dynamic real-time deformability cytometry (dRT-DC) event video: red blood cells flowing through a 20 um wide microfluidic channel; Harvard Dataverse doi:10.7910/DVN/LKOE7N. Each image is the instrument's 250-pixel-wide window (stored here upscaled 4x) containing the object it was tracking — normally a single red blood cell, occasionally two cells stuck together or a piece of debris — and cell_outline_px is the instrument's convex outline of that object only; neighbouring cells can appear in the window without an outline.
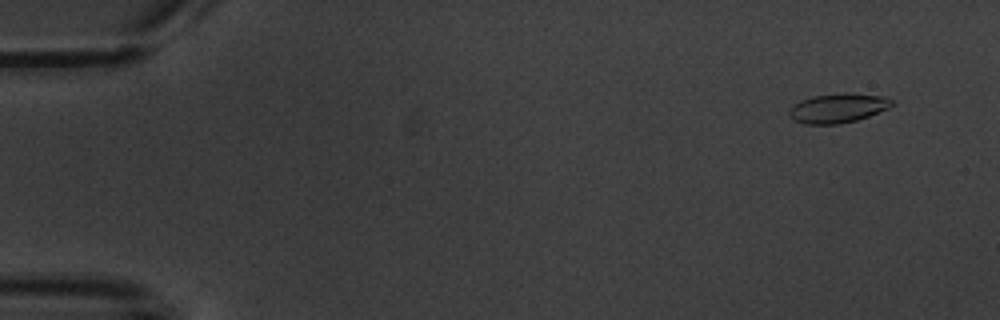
{"species": "common noctule bat (a hibernating species)", "species_latin": "Nyctalus noctula", "temperature_condition": "warm", "stored_images_in_passage": 7, "camera_frame_rate_fps": 3000, "um_per_image_px": 0.085, "animal": {"sex": "male", "body_mass_g": 20.1, "forearm_length_mm": 53.5}, "frame": {"image": 1, "passage_image": 2, "time_ms": 1.0, "image_size_px": [1000, 320], "cell_outline_px": [[892, 104], [888, 108], [868, 116], [856, 120], [840, 124], [804, 124], [796, 120], [788, 112], [788, 108], [800, 100], [812, 96], [848, 92], [880, 96], [892, 100]], "centroid_in_image_um": [71.19, 9.18], "position_along_channel_um": 13.8, "area_um2": 17.4}}